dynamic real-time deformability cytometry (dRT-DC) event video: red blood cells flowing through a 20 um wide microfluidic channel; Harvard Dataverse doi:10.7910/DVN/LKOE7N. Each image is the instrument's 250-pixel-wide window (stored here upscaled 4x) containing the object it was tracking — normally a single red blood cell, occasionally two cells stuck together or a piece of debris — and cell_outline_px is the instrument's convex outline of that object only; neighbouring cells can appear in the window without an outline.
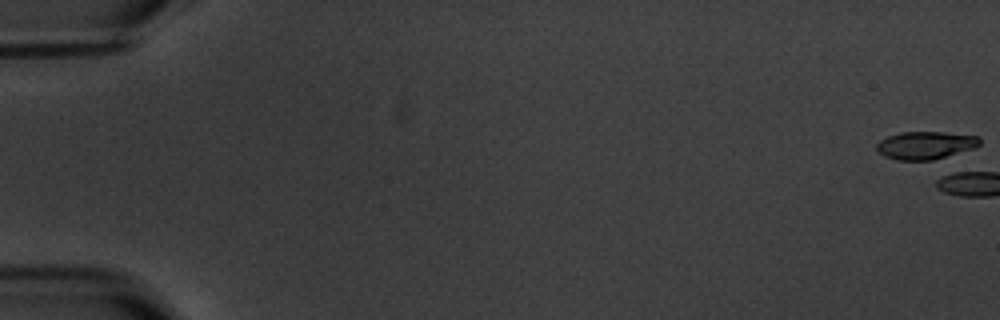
{"species": "common noctule bat (a hibernating species)", "species_latin": "Nyctalus noctula", "temperature_condition": "warm", "stored_images_in_passage": 17, "camera_frame_rate_fps": 3000, "um_per_image_px": 0.085, "animal": {"sex": "male", "body_mass_g": 20.1, "forearm_length_mm": 53.5}, "frame": {"image": 1, "passage_image": 1, "time_ms": 0.0, "image_size_px": [1000, 320], "cell_outline_px": [[980, 144], [976, 148], [932, 160], [900, 160], [884, 156], [876, 148], [876, 144], [880, 140], [888, 136], [900, 132], [944, 132], [980, 136]], "centroid_in_image_um": [78.69, 12.34], "position_along_channel_um": 6.3, "area_um2": 16.7}}
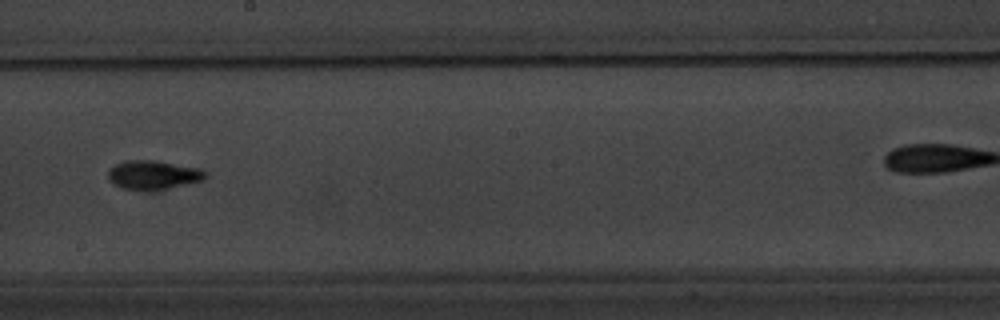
{"frame": {"image": 2, "passage_image": 10, "time_ms": 12.0, "image_size_px": [1000, 320], "cell_outline_px": [[208, 176], [204, 180], [164, 188], [120, 188], [108, 180], [108, 172], [116, 164], [124, 160], [152, 160], [200, 168], [208, 172]], "centroid_in_image_um": [13.04, 14.83], "position_along_channel_um": 235.2, "area_um2": 15.9}}
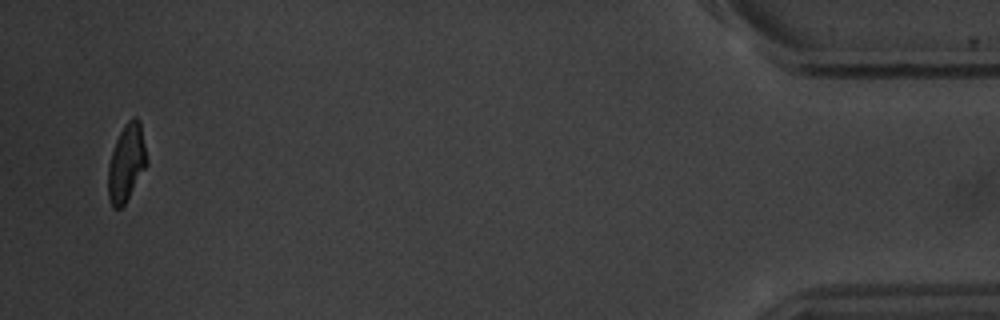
{"frame": {"image": 3, "passage_image": 17, "time_ms": 21.333, "image_size_px": [1000, 320], "cell_outline_px": [[148, 164], [124, 204], [120, 208], [112, 208], [108, 196], [108, 164], [116, 140], [124, 124], [132, 116], [136, 116], [140, 120], [148, 160]], "centroid_in_image_um": [10.76, 13.81], "position_along_channel_um": 424.4, "area_um2": 17.51}, "authors_computed_cell_mechanics": {"area_um2": 15.5482, "velocity_mm_per_s": 3.5736, "shape_relaxation_time_tau1_ms": 2.5192, "shape_relaxation_time_tau2_ms": 2.4903, "deformation_change_tau1": 0.1313, "deformation_change_tau2": 0.1051}}